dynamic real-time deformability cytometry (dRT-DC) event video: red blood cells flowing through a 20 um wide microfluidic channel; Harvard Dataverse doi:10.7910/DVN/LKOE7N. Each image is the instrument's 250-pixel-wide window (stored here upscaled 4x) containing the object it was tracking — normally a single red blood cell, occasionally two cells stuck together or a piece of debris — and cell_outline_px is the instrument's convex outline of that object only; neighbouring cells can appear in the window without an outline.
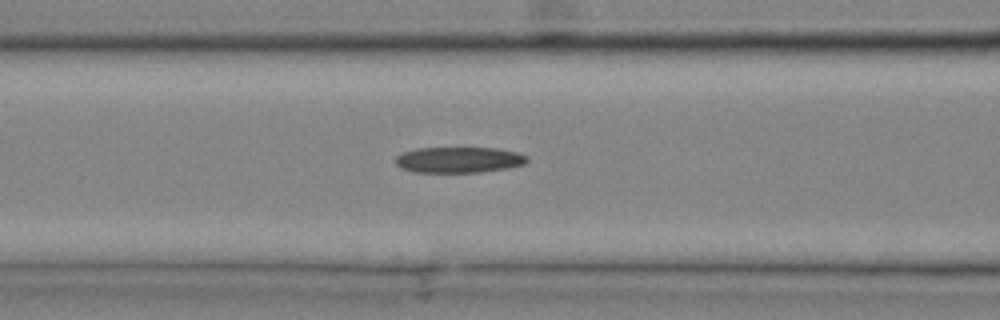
{"species": "common noctule bat (a hibernating species)", "species_latin": "Nyctalus noctula", "temperature_condition": "cold", "stored_images_in_passage": 31, "camera_frame_rate_fps": 3000, "um_per_image_px": 0.085, "animal": {"sex": "male", "body_mass_g": 20.4}, "frame": {"image": 1, "passage_image": 14, "time_ms": 4.333, "image_size_px": [1000, 320], "cell_outline_px": [[528, 160], [524, 164], [508, 168], [480, 172], [412, 172], [400, 168], [396, 164], [396, 156], [404, 152], [416, 148], [496, 148], [520, 152], [528, 156]], "centroid_in_image_um": [39.02, 13.58], "position_along_channel_um": 127.6, "area_um2": 19.94}}